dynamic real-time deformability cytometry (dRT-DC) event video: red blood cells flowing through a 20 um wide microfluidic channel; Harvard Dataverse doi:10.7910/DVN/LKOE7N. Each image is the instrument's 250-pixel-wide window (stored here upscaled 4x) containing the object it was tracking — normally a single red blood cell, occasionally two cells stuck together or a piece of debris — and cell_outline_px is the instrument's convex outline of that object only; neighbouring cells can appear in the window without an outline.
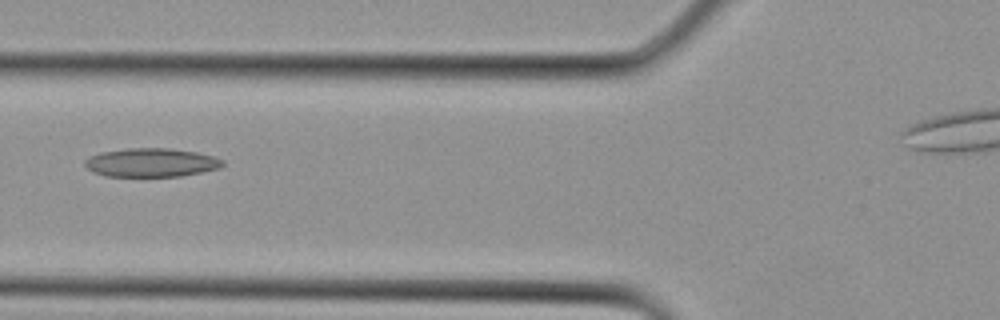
{"species": "Egyptian fruit bat (a non-hibernating species)", "species_latin": "Rousettus aegyptiacus", "temperature_condition": "cold", "stored_images_in_passage": 5, "camera_frame_rate_fps": 3000, "um_per_image_px": 0.085, "animal": {"sex": "female"}, "frame": {"image": 1, "passage_image": 5, "time_ms": 1.333, "image_size_px": [1000, 320], "cell_outline_px": [[224, 164], [220, 168], [180, 176], [104, 176], [92, 172], [84, 164], [84, 160], [88, 156], [100, 152], [128, 148], [168, 148], [196, 152], [212, 156], [224, 160]], "centroid_in_image_um": [12.81, 13.81], "position_along_channel_um": 113.0, "area_um2": 23.06}}